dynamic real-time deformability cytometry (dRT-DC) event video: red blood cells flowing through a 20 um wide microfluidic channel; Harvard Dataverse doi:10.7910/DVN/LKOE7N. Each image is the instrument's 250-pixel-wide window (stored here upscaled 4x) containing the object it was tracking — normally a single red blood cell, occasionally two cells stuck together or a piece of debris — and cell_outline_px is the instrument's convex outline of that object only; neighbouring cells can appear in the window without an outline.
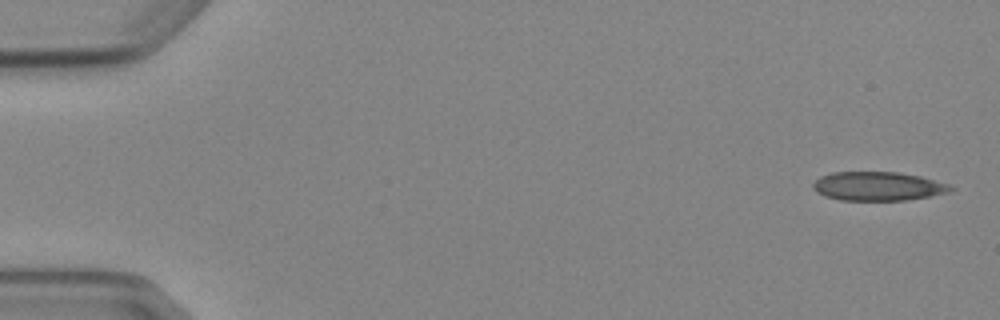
{"species": "Egyptian fruit bat (a non-hibernating species)", "species_latin": "Rousettus aegyptiacus", "temperature_condition": "cold", "stored_images_in_passage": 4, "camera_frame_rate_fps": 3000, "um_per_image_px": 0.085, "animal": {"sex": "female"}, "frame": {"image": 1, "passage_image": 1, "time_ms": 0.0, "image_size_px": [1000, 320], "cell_outline_px": [[956, 188], [952, 192], [904, 200], [840, 200], [824, 196], [816, 192], [812, 188], [812, 184], [820, 176], [832, 172], [896, 172], [920, 176], [952, 184]], "centroid_in_image_um": [74.65, 15.83], "position_along_channel_um": 10.3, "area_um2": 23.35}}
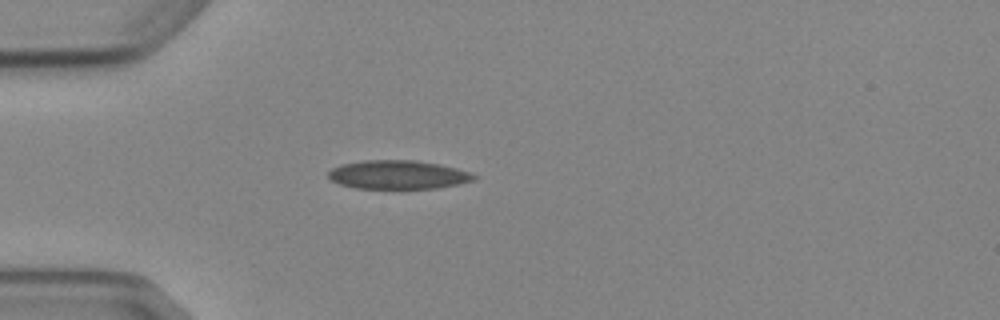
{"frame": {"image": 2, "passage_image": 4, "time_ms": 4.333, "image_size_px": [1000, 320], "cell_outline_px": [[480, 176], [476, 180], [436, 188], [356, 188], [340, 184], [332, 180], [328, 176], [328, 172], [332, 168], [340, 164], [364, 160], [416, 160], [440, 164], [456, 168]], "centroid_in_image_um": [33.84, 14.84], "position_along_channel_um": 51.2, "area_um2": 24.33}}